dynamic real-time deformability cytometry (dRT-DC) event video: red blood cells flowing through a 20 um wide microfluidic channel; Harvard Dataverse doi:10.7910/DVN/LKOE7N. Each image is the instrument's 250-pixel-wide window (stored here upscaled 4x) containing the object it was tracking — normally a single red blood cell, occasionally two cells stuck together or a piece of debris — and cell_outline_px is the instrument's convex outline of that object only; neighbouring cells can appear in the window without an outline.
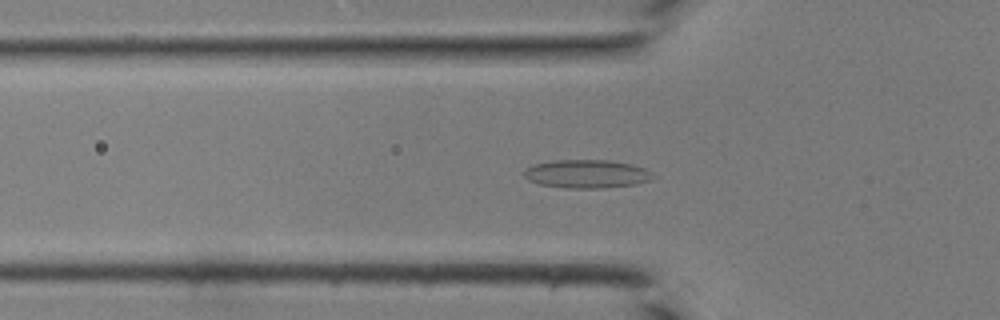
{"species": "common noctule bat (a hibernating species)", "species_latin": "Nyctalus noctula", "temperature_condition": "room temperature", "stored_images_in_passage": 43, "camera_frame_rate_fps": 3000, "um_per_image_px": 0.085, "animal": {"sex": "male", "body_mass_g": 19.0, "forearm_length_mm": 50.8}, "frame": {"image": 1, "passage_image": 15, "time_ms": 4.667, "image_size_px": [1000, 320], "cell_outline_px": [[656, 176], [648, 180], [636, 184], [604, 188], [564, 188], [540, 184], [528, 180], [524, 176], [524, 172], [532, 164], [552, 160], [608, 160], [632, 164], [644, 168], [652, 172]], "centroid_in_image_um": [49.87, 14.78], "position_along_channel_um": 75.9, "area_um2": 21.39}}
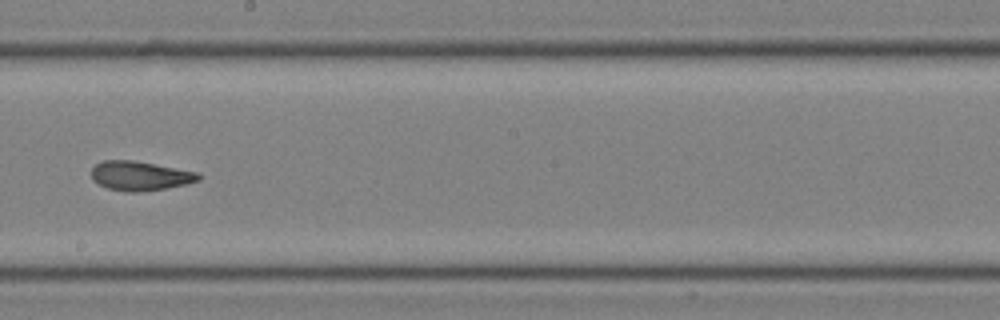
{"frame": {"image": 2, "passage_image": 25, "time_ms": 8.0, "image_size_px": [1000, 320], "cell_outline_px": [[200, 180], [184, 184], [164, 188], [140, 192], [128, 192], [108, 188], [92, 180], [92, 168], [96, 164], [104, 160], [132, 160], [196, 172], [200, 176]], "centroid_in_image_um": [11.86, 14.95], "position_along_channel_um": 236.3, "area_um2": 17.92}}
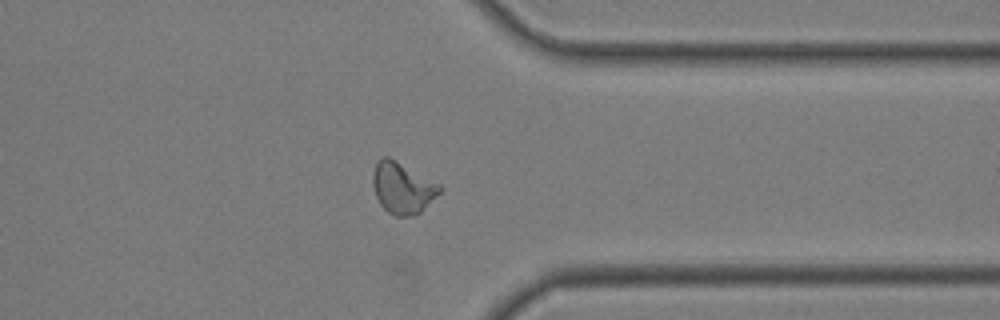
{"frame": {"image": 3, "passage_image": 34, "time_ms": 11.0, "image_size_px": [1000, 320], "cell_outline_px": [[444, 188], [420, 212], [412, 216], [396, 216], [388, 212], [380, 204], [376, 196], [372, 184], [372, 176], [376, 164], [380, 156], [388, 156], [396, 160], [440, 184]], "centroid_in_image_um": [34.2, 15.96], "position_along_channel_um": 377.2, "area_um2": 19.94}}